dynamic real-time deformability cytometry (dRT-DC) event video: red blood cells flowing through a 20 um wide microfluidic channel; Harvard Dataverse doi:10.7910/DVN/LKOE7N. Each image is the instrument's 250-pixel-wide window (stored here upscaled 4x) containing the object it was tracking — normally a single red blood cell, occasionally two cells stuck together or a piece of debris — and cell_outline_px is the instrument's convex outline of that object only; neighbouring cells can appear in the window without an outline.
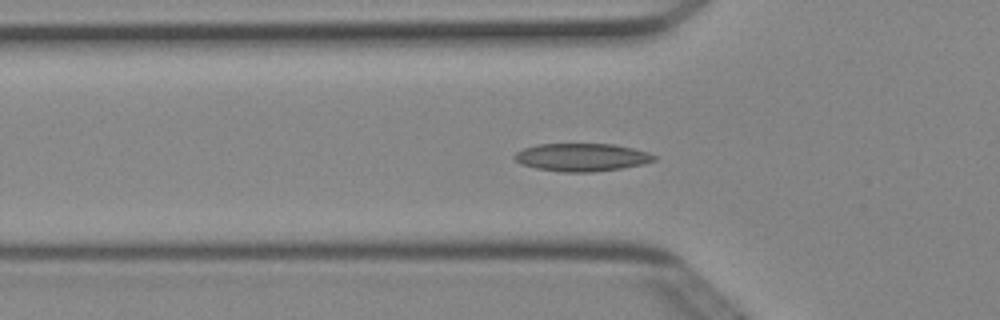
{"species": "Egyptian fruit bat (a non-hibernating species)", "species_latin": "Rousettus aegyptiacus", "temperature_condition": "cold", "stored_images_in_passage": 40, "camera_frame_rate_fps": 3000, "um_per_image_px": 0.085, "animal": {"sex": "female"}, "frame": {"image": 1, "passage_image": 5, "time_ms": 1.333, "image_size_px": [1000, 320], "cell_outline_px": [[656, 160], [644, 164], [620, 168], [592, 172], [560, 172], [536, 168], [520, 164], [512, 156], [516, 152], [524, 148], [536, 144], [612, 144], [632, 148], [648, 152], [656, 156]], "centroid_in_image_um": [49.43, 13.37], "position_along_channel_um": 76.4, "area_um2": 22.72}}
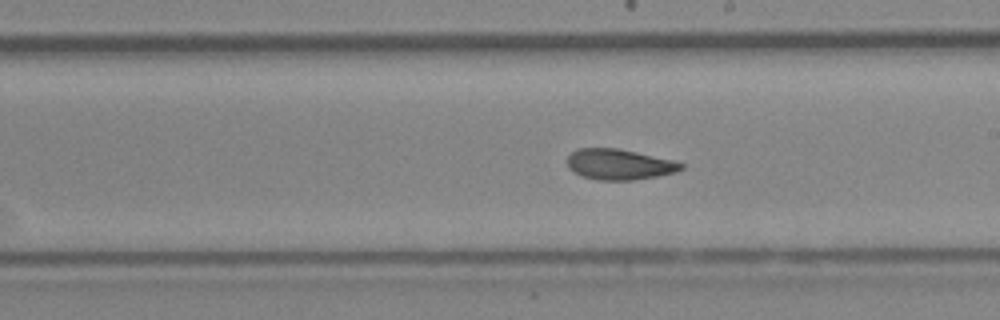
{"frame": {"image": 2, "passage_image": 17, "time_ms": 5.333, "image_size_px": [1000, 320], "cell_outline_px": [[684, 168], [676, 172], [656, 176], [632, 180], [596, 180], [580, 176], [568, 168], [568, 156], [576, 148], [616, 148], [636, 152], [672, 160], [684, 164]], "centroid_in_image_um": [52.6, 13.98], "position_along_channel_um": 236.4, "area_um2": 20.29}}
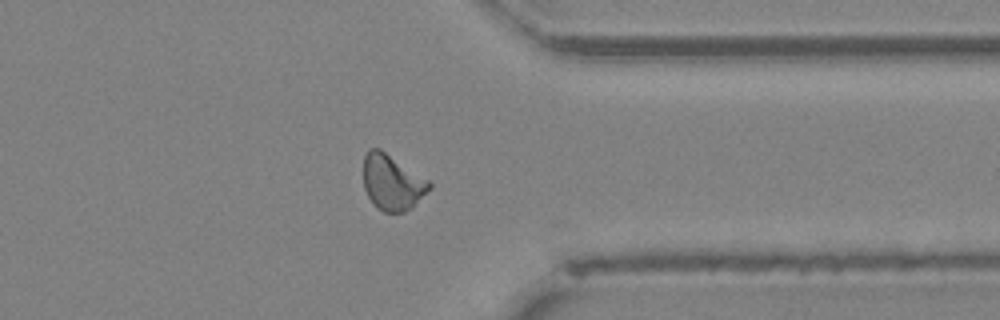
{"frame": {"image": 3, "passage_image": 28, "time_ms": 9.0, "image_size_px": [1000, 320], "cell_outline_px": [[432, 188], [412, 208], [404, 212], [384, 212], [376, 208], [368, 196], [364, 188], [364, 156], [368, 148], [380, 148], [428, 180], [432, 184]], "centroid_in_image_um": [33.34, 15.51], "position_along_channel_um": 378.1, "area_um2": 21.39}, "authors_computed_cell_mechanics": {"area_um2": 21.097, "velocity_mm_per_s": 4.0034, "shape_relaxation_time_tau1_ms": 6.2552, "shape_relaxation_time_tau2_ms": 2.4732, "deformation_change_tau1": 0.1499, "deformation_change_tau2": 0.0737}}